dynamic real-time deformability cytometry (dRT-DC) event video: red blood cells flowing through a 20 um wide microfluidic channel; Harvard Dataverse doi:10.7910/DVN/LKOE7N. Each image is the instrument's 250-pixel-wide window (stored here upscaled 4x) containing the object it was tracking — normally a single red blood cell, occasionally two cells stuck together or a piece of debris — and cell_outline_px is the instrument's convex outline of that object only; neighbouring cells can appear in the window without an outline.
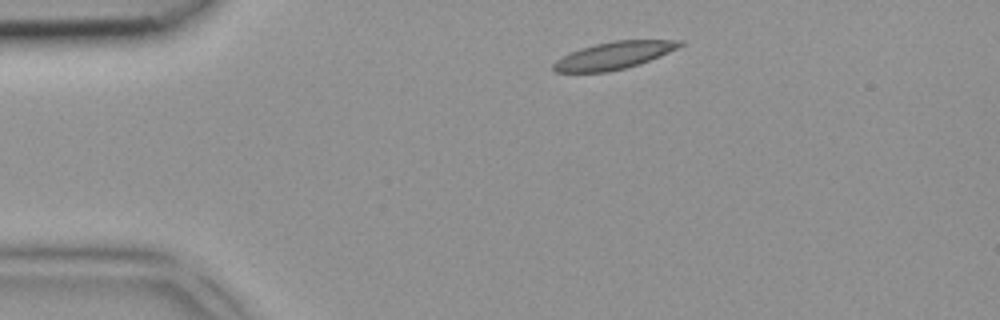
{"species": "common noctule bat (a hibernating species)", "species_latin": "Nyctalus noctula", "temperature_condition": "room temperature", "stored_images_in_passage": 2, "camera_frame_rate_fps": 3000, "um_per_image_px": 0.085, "animal": {"sex": "female", "body_mass_g": 18.4}, "frame": {"image": 1, "passage_image": 1, "time_ms": 0.0, "image_size_px": [1000, 320], "cell_outline_px": [[684, 44], [660, 56], [640, 64], [608, 72], [556, 72], [552, 68], [552, 64], [556, 60], [580, 48], [612, 40], [684, 40]], "centroid_in_image_um": [52.18, 4.71], "position_along_channel_um": 32.8, "area_um2": 20.0}}